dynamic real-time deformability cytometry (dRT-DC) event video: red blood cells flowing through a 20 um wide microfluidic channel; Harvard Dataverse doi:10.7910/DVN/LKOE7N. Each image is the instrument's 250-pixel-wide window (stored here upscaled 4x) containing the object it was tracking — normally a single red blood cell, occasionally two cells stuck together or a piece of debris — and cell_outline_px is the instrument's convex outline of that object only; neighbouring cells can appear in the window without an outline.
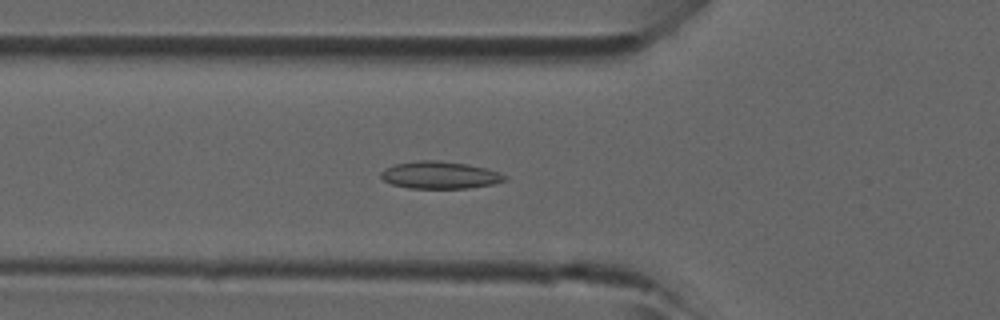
{"species": "common noctule bat (a hibernating species)", "species_latin": "Nyctalus noctula", "temperature_condition": "room temperature", "stored_images_in_passage": 47, "camera_frame_rate_fps": 3000, "um_per_image_px": 0.085, "animal": {"sex": "male", "forearm_length_mm": 52.5}, "frame": {"image": 1, "passage_image": 16, "time_ms": 5.0, "image_size_px": [1000, 320], "cell_outline_px": [[508, 180], [492, 184], [468, 188], [408, 188], [392, 184], [384, 180], [380, 176], [380, 172], [384, 168], [392, 164], [420, 160], [440, 160], [468, 164], [484, 168], [508, 176]], "centroid_in_image_um": [37.35, 14.87], "position_along_channel_um": 88.4, "area_um2": 19.77}}
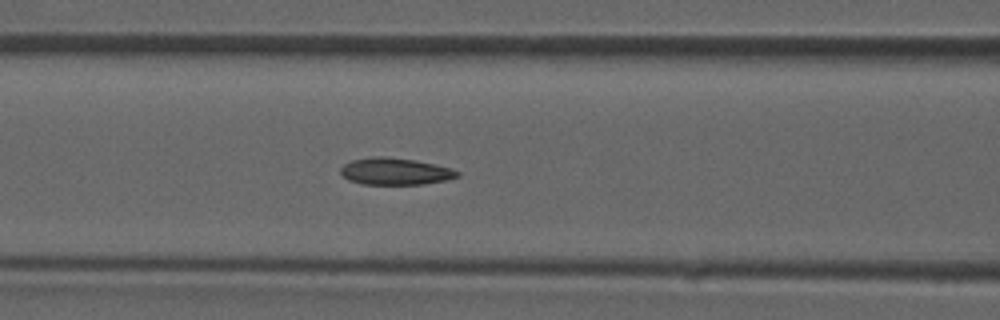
{"frame": {"image": 2, "passage_image": 19, "time_ms": 6.0, "image_size_px": [1000, 320], "cell_outline_px": [[460, 176], [448, 180], [424, 184], [364, 184], [348, 180], [340, 172], [340, 168], [344, 164], [352, 160], [372, 156], [384, 156], [416, 160], [436, 164], [452, 168], [460, 172]], "centroid_in_image_um": [33.63, 14.56], "position_along_channel_um": 133.0, "area_um2": 18.5}}
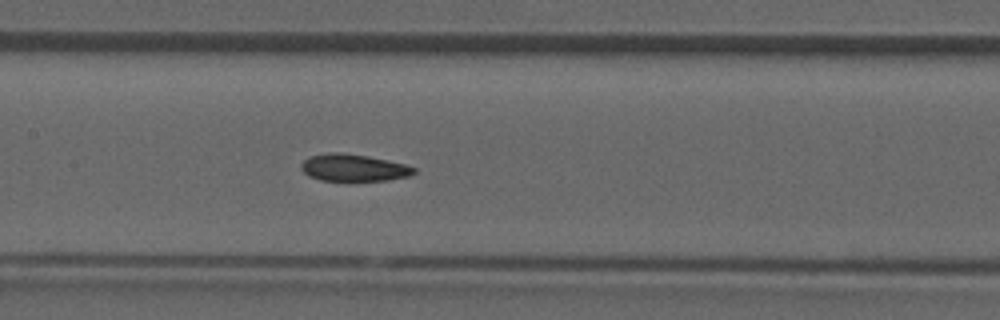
{"frame": {"image": 3, "passage_image": 22, "time_ms": 7.0, "image_size_px": [1000, 320], "cell_outline_px": [[416, 172], [408, 176], [388, 180], [320, 180], [308, 176], [300, 168], [300, 164], [308, 156], [328, 152], [340, 152], [368, 156], [388, 160], [404, 164], [416, 168]], "centroid_in_image_um": [30.01, 14.24], "position_along_channel_um": 177.4, "area_um2": 17.8}}